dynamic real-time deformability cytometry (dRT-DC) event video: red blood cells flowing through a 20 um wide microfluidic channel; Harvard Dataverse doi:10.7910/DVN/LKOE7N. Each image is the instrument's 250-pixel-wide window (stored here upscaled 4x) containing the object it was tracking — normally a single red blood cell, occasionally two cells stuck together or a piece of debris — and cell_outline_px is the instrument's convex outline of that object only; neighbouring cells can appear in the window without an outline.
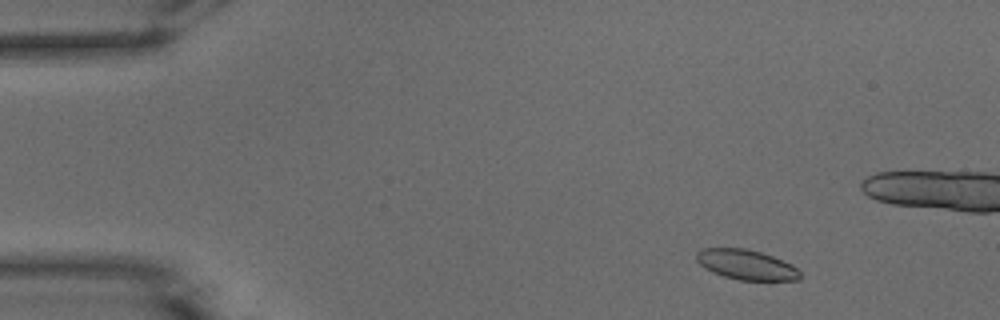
{"species": "common noctule bat (a hibernating species)", "species_latin": "Nyctalus noctula", "temperature_condition": "warm", "stored_images_in_passage": 52, "camera_frame_rate_fps": 3000, "um_per_image_px": 0.085, "animal": {"sex": "male", "body_mass_g": 15.6}, "frame": {"image": 1, "passage_image": 5, "time_ms": 1.333, "image_size_px": [1000, 320], "cell_outline_px": [[800, 280], [740, 280], [724, 276], [712, 272], [700, 264], [696, 260], [696, 252], [704, 248], [744, 248], [760, 252], [772, 256], [792, 264], [800, 272]], "centroid_in_image_um": [63.43, 22.5], "position_along_channel_um": 21.6, "area_um2": 17.98}}
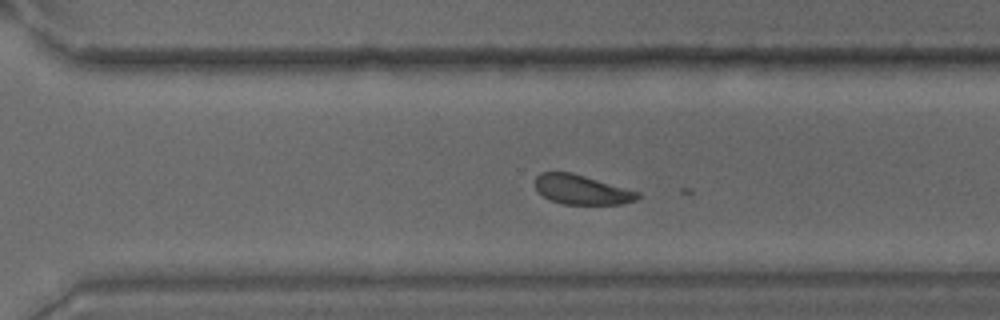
{"frame": {"image": 2, "passage_image": 35, "time_ms": 11.333, "image_size_px": [1000, 320], "cell_outline_px": [[640, 196], [636, 200], [620, 204], [564, 204], [552, 200], [544, 196], [536, 188], [536, 176], [540, 172], [572, 172], [640, 192]], "centroid_in_image_um": [49.46, 16.11], "position_along_channel_um": 321.1, "area_um2": 17.46}}
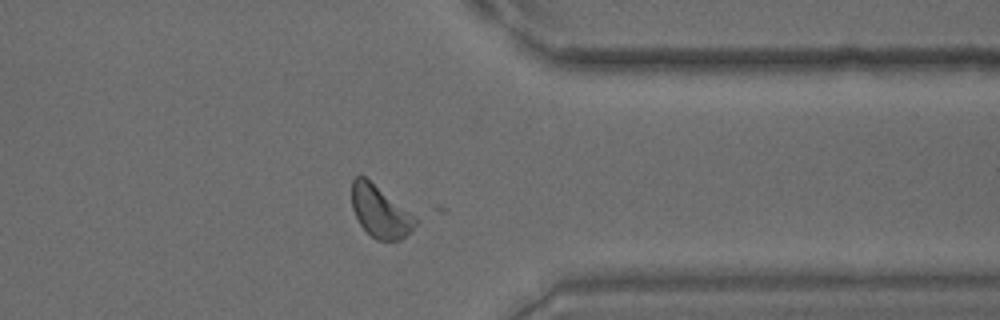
{"frame": {"image": 3, "passage_image": 40, "time_ms": 13.0, "image_size_px": [1000, 320], "cell_outline_px": [[416, 224], [412, 232], [400, 240], [376, 240], [360, 224], [352, 208], [352, 180], [356, 176], [364, 176], [416, 220]], "centroid_in_image_um": [32.26, 18.03], "position_along_channel_um": 379.1, "area_um2": 18.26}}